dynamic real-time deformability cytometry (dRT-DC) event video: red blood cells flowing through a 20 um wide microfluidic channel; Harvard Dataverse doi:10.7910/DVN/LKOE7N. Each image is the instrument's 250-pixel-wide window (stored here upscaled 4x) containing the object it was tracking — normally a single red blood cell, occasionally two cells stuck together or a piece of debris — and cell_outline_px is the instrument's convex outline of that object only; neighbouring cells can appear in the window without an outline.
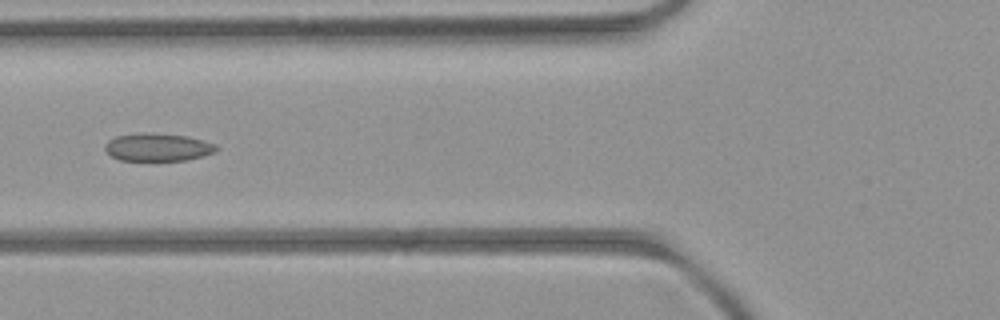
{"species": "common noctule bat (a hibernating species)", "species_latin": "Nyctalus noctula", "temperature_condition": "room temperature", "stored_images_in_passage": 5, "camera_frame_rate_fps": 3000, "um_per_image_px": 0.085, "animal": {"sex": "female", "body_mass_g": 21.9}, "frame": {"image": 1, "passage_image": 5, "time_ms": 4.333, "image_size_px": [1000, 320], "cell_outline_px": [[220, 148], [216, 152], [184, 160], [120, 160], [112, 156], [104, 148], [104, 144], [108, 140], [116, 136], [188, 136], [216, 144]], "centroid_in_image_um": [13.46, 12.56], "position_along_channel_um": 112.3, "area_um2": 16.94}}